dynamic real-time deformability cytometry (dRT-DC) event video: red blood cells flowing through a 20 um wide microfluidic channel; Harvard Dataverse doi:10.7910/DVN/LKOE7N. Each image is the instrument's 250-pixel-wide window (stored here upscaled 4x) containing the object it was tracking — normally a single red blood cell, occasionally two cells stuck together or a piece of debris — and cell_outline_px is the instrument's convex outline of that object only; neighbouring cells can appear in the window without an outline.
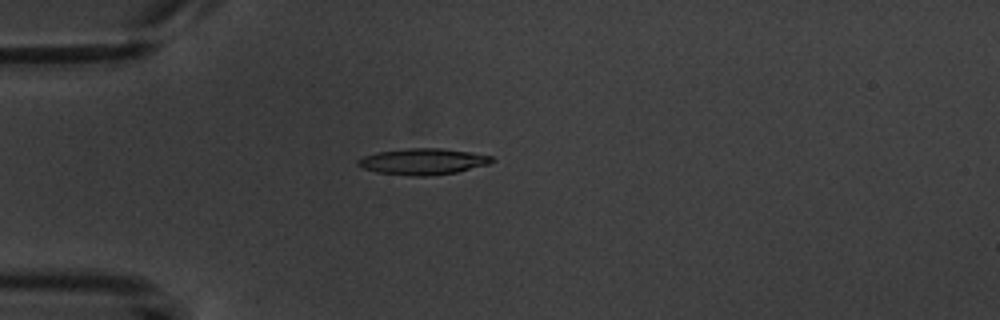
{"species": "common noctule bat (a hibernating species)", "species_latin": "Nyctalus noctula", "temperature_condition": "warm", "stored_images_in_passage": 1, "camera_frame_rate_fps": 3000, "um_per_image_px": 0.085, "animal": {"sex": "male", "body_mass_g": 20.1, "forearm_length_mm": 53.5}, "frame": {"image": 1, "passage_image": 1, "time_ms": 0.0, "image_size_px": [1000, 320], "cell_outline_px": [[496, 160], [488, 164], [456, 172], [424, 176], [416, 176], [376, 172], [364, 168], [356, 164], [356, 160], [364, 156], [376, 152], [408, 148], [440, 148], [472, 152], [492, 156]], "centroid_in_image_um": [35.95, 13.72], "position_along_channel_um": 49.1, "area_um2": 20.35}}